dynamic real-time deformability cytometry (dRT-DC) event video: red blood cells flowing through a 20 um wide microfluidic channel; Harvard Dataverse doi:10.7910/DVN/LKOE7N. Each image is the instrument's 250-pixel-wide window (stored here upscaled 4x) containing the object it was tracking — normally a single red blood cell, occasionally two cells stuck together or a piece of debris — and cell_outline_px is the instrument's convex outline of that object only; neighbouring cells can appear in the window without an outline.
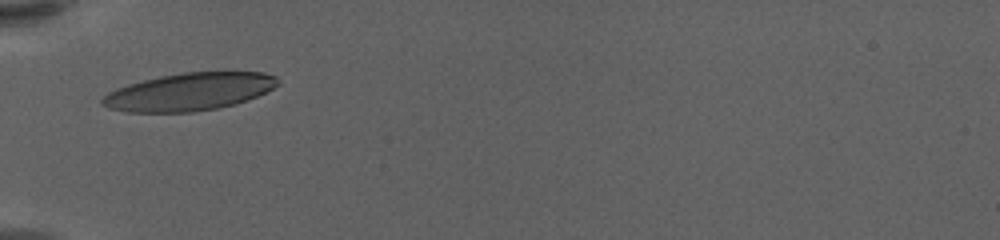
{"species": "human", "species_latin": "Homo sapiens", "temperature_condition": "warm", "stored_images_in_passage": 31, "camera_frame_rate_fps": 3000, "um_per_image_px": 0.085, "donor": {"sex": "female"}, "frame": {"image": 1, "passage_image": 1, "time_ms": 0.0, "image_size_px": [1000, 240], "cell_outline_px": [[280, 84], [256, 96], [236, 104], [216, 108], [192, 112], [128, 112], [108, 108], [100, 104], [100, 100], [108, 92], [116, 88], [128, 84], [160, 76], [184, 72], [264, 72], [276, 76]], "centroid_in_image_um": [16.06, 7.8], "position_along_channel_um": 68.9, "area_um2": 38.38}}
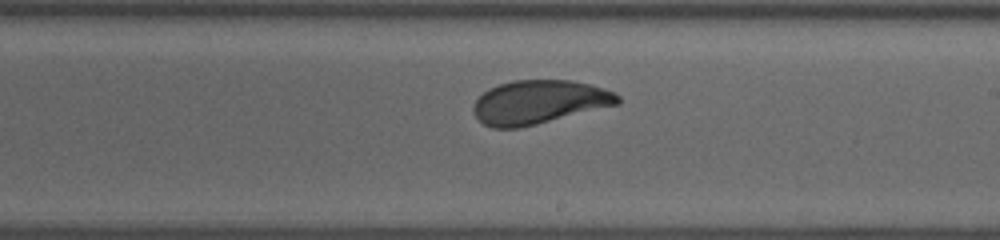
{"frame": {"image": 2, "passage_image": 16, "time_ms": 5.0, "image_size_px": [1000, 240], "cell_outline_px": [[620, 104], [520, 128], [492, 128], [484, 124], [476, 116], [472, 108], [476, 100], [488, 88], [512, 80], [572, 80], [604, 88], [620, 96]], "centroid_in_image_um": [45.82, 8.68], "position_along_channel_um": 243.2, "area_um2": 36.7}}
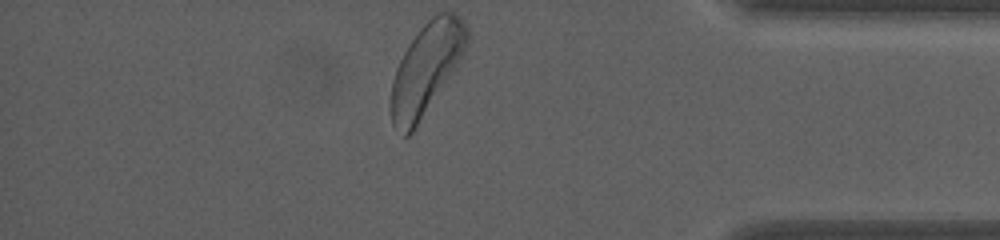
{"frame": {"image": 3, "passage_image": 31, "time_ms": 10.0, "image_size_px": [1000, 240], "cell_outline_px": [[468, 44], [464, 52], [452, 72], [412, 132], [408, 136], [404, 136], [392, 124], [388, 104], [392, 80], [396, 68], [408, 44], [420, 28], [436, 12], [456, 12], [460, 16], [468, 28]], "centroid_in_image_um": [36.2, 5.82], "position_along_channel_um": 399.0, "area_um2": 40.11}, "authors_computed_cell_mechanics": {"area_um2": 37.0498, "velocity_mm_per_s": 3.5688, "shape_relaxation_time_tau1_ms": 3.0568, "shape_relaxation_time_tau2_ms": 1.0669, "deformation_change_tau1": 0.148, "deformation_change_tau2": 0.0658}}